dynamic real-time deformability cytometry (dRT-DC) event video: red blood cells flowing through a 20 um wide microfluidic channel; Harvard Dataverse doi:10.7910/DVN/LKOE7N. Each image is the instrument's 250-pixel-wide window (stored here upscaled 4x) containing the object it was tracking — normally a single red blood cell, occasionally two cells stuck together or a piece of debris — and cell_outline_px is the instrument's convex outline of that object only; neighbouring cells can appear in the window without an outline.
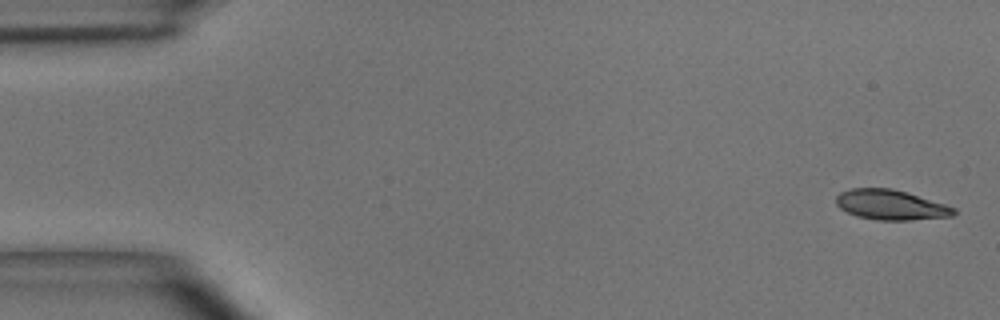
{"species": "common noctule bat (a hibernating species)", "species_latin": "Nyctalus noctula", "temperature_condition": "room temperature", "stored_images_in_passage": 5, "camera_frame_rate_fps": 3000, "um_per_image_px": 0.085, "animal": {"sex": "male", "body_mass_g": 15.6}, "frame": {"image": 1, "passage_image": 1, "time_ms": 0.0, "image_size_px": [1000, 320], "cell_outline_px": [[956, 212], [952, 216], [912, 220], [876, 220], [856, 216], [840, 208], [836, 204], [836, 196], [840, 192], [848, 188], [892, 188], [944, 204], [956, 208]], "centroid_in_image_um": [75.68, 17.41], "position_along_channel_um": 9.3, "area_um2": 20.52}}
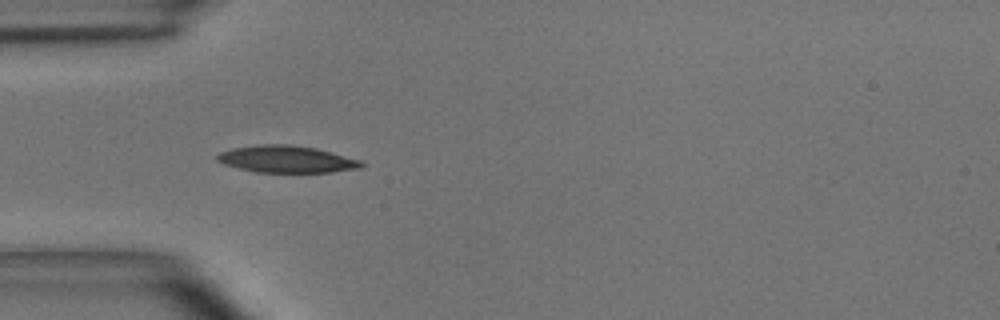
{"frame": {"image": 2, "passage_image": 4, "time_ms": 1.0, "image_size_px": [1000, 320], "cell_outline_px": [[364, 164], [360, 168], [328, 172], [256, 172], [224, 164], [216, 160], [216, 156], [220, 152], [232, 148], [260, 144], [288, 144], [316, 148], [360, 160]], "centroid_in_image_um": [24.33, 13.52], "position_along_channel_um": 60.7, "area_um2": 22.48}}
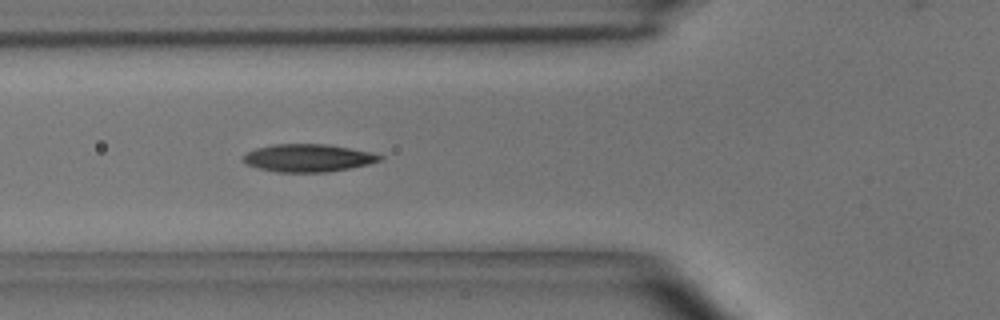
{"frame": {"image": 3, "passage_image": 5, "time_ms": 1.333, "image_size_px": [1000, 320], "cell_outline_px": [[384, 156], [380, 160], [368, 164], [328, 172], [276, 172], [244, 164], [244, 156], [248, 152], [256, 148], [272, 144], [328, 144], [372, 152]], "centroid_in_image_um": [26.19, 13.42], "position_along_channel_um": 99.6, "area_um2": 21.96}}